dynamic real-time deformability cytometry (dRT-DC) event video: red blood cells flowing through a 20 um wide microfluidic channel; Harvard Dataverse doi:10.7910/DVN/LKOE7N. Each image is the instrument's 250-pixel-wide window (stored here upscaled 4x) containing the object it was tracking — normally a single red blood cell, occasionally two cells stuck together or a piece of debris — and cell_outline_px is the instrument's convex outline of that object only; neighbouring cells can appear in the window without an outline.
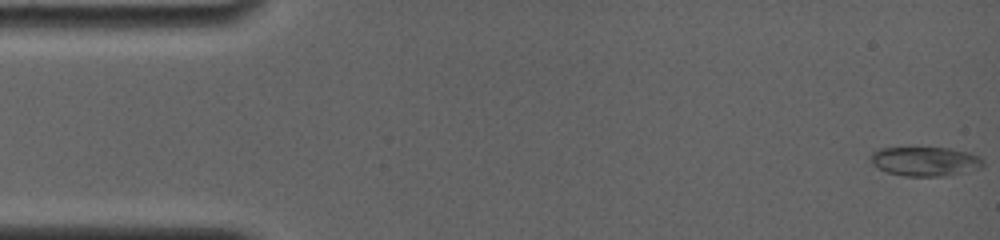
{"species": "common noctule bat (a hibernating species)", "species_latin": "Nyctalus noctula", "temperature_condition": "room temperature", "stored_images_in_passage": 66, "camera_frame_rate_fps": 4000, "um_per_image_px": 0.085, "animal": {"sex": "female", "body_mass_g": 19.0, "forearm_length_mm": 56.7}, "frame": {"image": 1, "passage_image": 1, "time_ms": 0.0, "image_size_px": [1000, 240], "cell_outline_px": [[984, 164], [980, 168], [964, 172], [944, 176], [904, 176], [888, 172], [872, 164], [868, 156], [872, 152], [880, 148], [948, 148], [968, 152], [984, 160]], "centroid_in_image_um": [78.61, 13.71], "position_along_channel_um": 6.4, "area_um2": 19.07}}
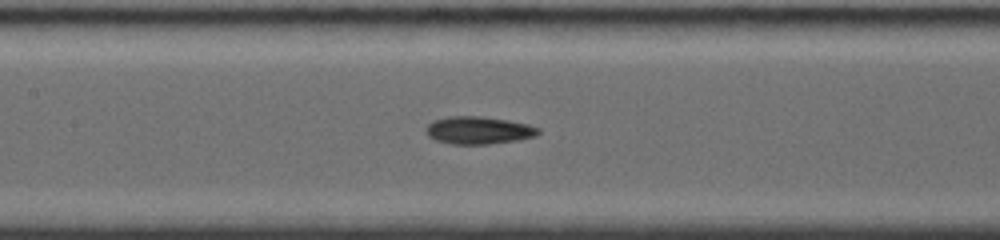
{"frame": {"image": 2, "passage_image": 30, "time_ms": 7.5, "image_size_px": [1000, 240], "cell_outline_px": [[540, 132], [536, 136], [516, 140], [488, 144], [452, 144], [436, 140], [428, 136], [424, 132], [428, 124], [436, 120], [452, 116], [480, 116], [508, 120], [528, 124], [540, 128]], "centroid_in_image_um": [40.69, 11.07], "position_along_channel_um": 166.7, "area_um2": 17.98}}
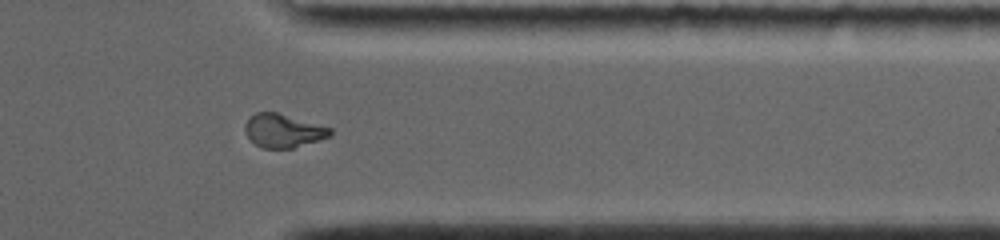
{"frame": {"image": 3, "passage_image": 57, "time_ms": 13.25, "image_size_px": [1000, 240], "cell_outline_px": [[332, 136], [292, 148], [264, 148], [256, 144], [244, 132], [244, 124], [256, 112], [276, 112], [332, 128]], "centroid_in_image_um": [24.08, 11.11], "position_along_channel_um": 387.3, "area_um2": 16.42}}